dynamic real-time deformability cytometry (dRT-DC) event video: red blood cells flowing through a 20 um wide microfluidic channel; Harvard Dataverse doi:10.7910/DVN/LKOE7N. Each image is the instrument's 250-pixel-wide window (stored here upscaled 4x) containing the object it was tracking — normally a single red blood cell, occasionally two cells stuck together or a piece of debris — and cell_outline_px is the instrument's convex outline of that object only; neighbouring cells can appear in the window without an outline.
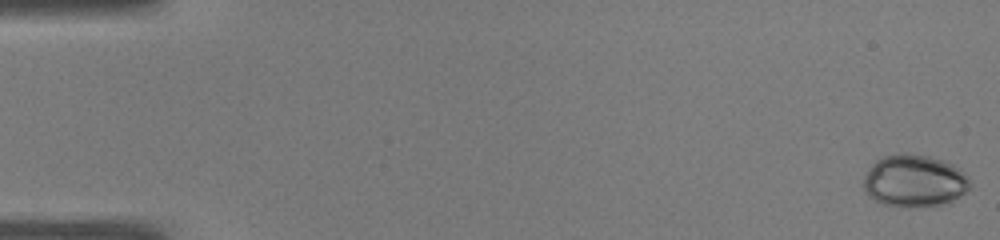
{"species": "common noctule bat (a hibernating species)", "species_latin": "Nyctalus noctula", "temperature_condition": "warm", "stored_images_in_passage": 50, "camera_frame_rate_fps": 3000, "um_per_image_px": 0.085, "animal": {"sex": "male", "body_mass_g": 19.0, "forearm_length_mm": 50.8}, "frame": {"image": 1, "passage_image": 1, "time_ms": 0.0, "image_size_px": [1000, 240], "cell_outline_px": [[972, 188], [952, 200], [940, 204], [884, 204], [868, 196], [864, 188], [864, 176], [872, 164], [876, 160], [884, 156], [928, 156], [952, 164], [960, 168], [968, 176]], "centroid_in_image_um": [77.75, 15.36], "position_along_channel_um": 7.2, "area_um2": 30.98}}
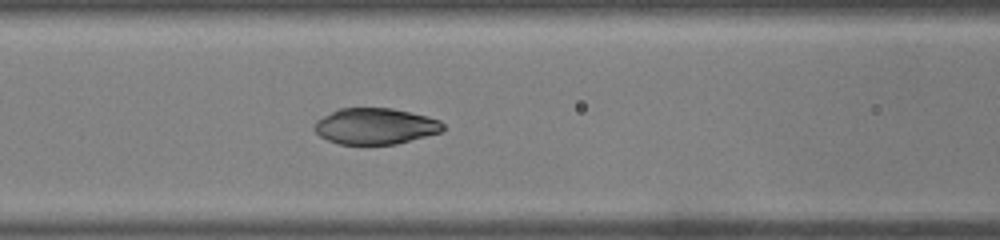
{"frame": {"image": 2, "passage_image": 22, "time_ms": 7.0, "image_size_px": [1000, 240], "cell_outline_px": [[444, 128], [440, 132], [396, 144], [340, 144], [328, 140], [320, 136], [312, 128], [316, 120], [340, 108], [392, 108], [428, 116], [440, 120], [444, 124]], "centroid_in_image_um": [31.9, 10.72], "position_along_channel_um": 134.7, "area_um2": 26.99}}
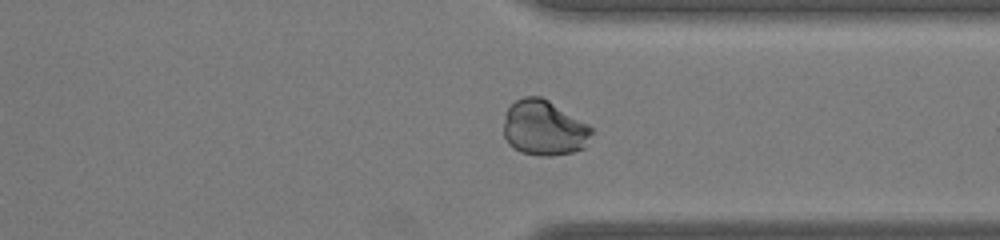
{"frame": {"image": 3, "passage_image": 39, "time_ms": 12.667, "image_size_px": [1000, 240], "cell_outline_px": [[592, 132], [584, 148], [572, 152], [552, 156], [540, 156], [520, 152], [512, 148], [508, 144], [504, 136], [504, 116], [508, 108], [516, 100], [524, 96], [540, 96], [548, 100], [588, 124], [592, 128]], "centroid_in_image_um": [46.21, 10.89], "position_along_channel_um": 365.2, "area_um2": 28.38}, "authors_computed_cell_mechanics": {"area_um2": 28.9578, "velocity_mm_per_s": 4.0599, "shape_relaxation_time_tau1_ms": 6.7823, "shape_relaxation_time_tau2_ms": null, "deformation_change_tau1": 0.3356, "deformation_change_tau2": null}}